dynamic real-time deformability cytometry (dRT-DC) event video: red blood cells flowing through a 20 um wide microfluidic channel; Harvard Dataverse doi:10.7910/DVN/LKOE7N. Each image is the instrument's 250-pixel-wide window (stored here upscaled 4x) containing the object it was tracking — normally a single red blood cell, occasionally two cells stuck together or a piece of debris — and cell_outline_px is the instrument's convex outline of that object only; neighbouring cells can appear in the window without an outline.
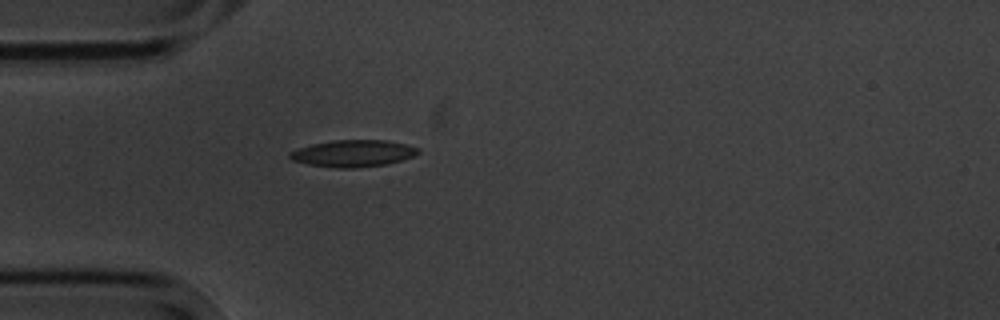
{"species": "common noctule bat (a hibernating species)", "species_latin": "Nyctalus noctula", "temperature_condition": "cold", "stored_images_in_passage": 1, "camera_frame_rate_fps": 3000, "um_per_image_px": 0.085, "animal": {"sex": "male", "body_mass_g": 20.1, "forearm_length_mm": 53.5}, "frame": {"image": 1, "passage_image": 1, "time_ms": 0.0, "image_size_px": [1000, 320], "cell_outline_px": [[420, 152], [412, 156], [400, 160], [384, 164], [356, 168], [336, 168], [308, 164], [292, 160], [288, 156], [288, 152], [312, 144], [332, 140], [388, 140], [420, 148]], "centroid_in_image_um": [29.99, 13.03], "position_along_channel_um": 55.0, "area_um2": 19.94}}